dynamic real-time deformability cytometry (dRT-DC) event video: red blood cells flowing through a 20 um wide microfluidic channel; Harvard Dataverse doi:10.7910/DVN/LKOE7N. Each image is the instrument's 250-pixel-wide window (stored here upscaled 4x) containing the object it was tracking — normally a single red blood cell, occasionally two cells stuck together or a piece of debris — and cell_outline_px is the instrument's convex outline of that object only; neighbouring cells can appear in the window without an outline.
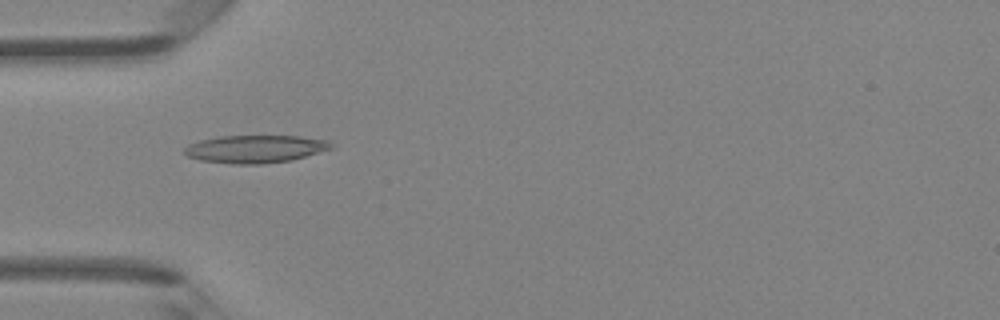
{"species": "Egyptian fruit bat (a non-hibernating species)", "species_latin": "Rousettus aegyptiacus", "temperature_condition": "room temperature", "stored_images_in_passage": 47, "camera_frame_rate_fps": 3000, "um_per_image_px": 0.085, "animal": {"sex": "female"}, "frame": {"image": 1, "passage_image": 15, "time_ms": 4.667, "image_size_px": [1000, 320], "cell_outline_px": [[332, 148], [304, 156], [288, 160], [256, 164], [240, 164], [204, 160], [188, 156], [184, 152], [184, 148], [192, 144], [204, 140], [224, 136], [296, 136], [324, 140]], "centroid_in_image_um": [21.67, 12.66], "position_along_channel_um": 63.3, "area_um2": 22.6}}
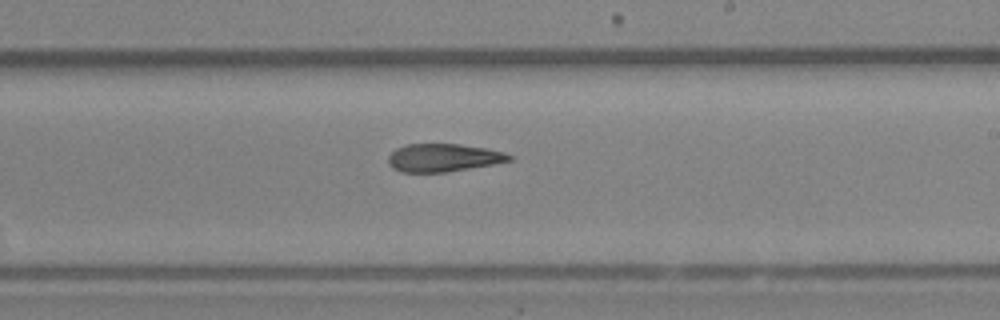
{"frame": {"image": 2, "passage_image": 28, "time_ms": 9.0, "image_size_px": [1000, 320], "cell_outline_px": [[512, 160], [492, 164], [444, 172], [400, 172], [392, 168], [388, 164], [388, 156], [396, 148], [408, 144], [456, 144], [484, 148], [500, 152], [512, 156]], "centroid_in_image_um": [37.6, 13.41], "position_along_channel_um": 251.4, "area_um2": 19.36}}
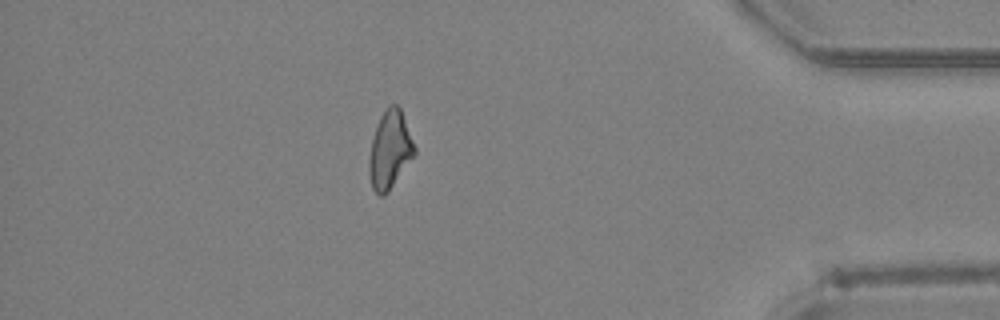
{"frame": {"image": 3, "passage_image": 41, "time_ms": 13.333, "image_size_px": [1000, 320], "cell_outline_px": [[416, 152], [388, 192], [384, 196], [380, 196], [372, 188], [368, 172], [368, 160], [372, 140], [380, 116], [388, 104], [396, 104], [400, 108], [416, 148]], "centroid_in_image_um": [33.12, 12.74], "position_along_channel_um": 402.1, "area_um2": 20.4}, "authors_computed_cell_mechanics": {"area_um2": 20.4612, "velocity_mm_per_s": 4.389, "shape_relaxation_time_tau1_ms": 11.0287, "shape_relaxation_time_tau2_ms": 4.4811, "deformation_change_tau1": 0.2611, "deformation_change_tau2": 0.1609}}